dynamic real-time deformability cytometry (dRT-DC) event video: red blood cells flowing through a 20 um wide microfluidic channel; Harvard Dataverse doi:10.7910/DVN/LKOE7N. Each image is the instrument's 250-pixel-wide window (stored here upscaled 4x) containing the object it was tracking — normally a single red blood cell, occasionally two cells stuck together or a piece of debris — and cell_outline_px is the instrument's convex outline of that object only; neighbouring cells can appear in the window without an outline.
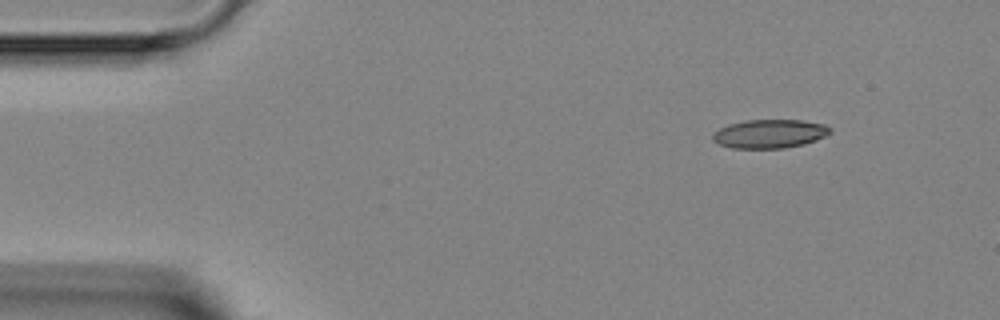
{"species": "Egyptian fruit bat (a non-hibernating species)", "species_latin": "Rousettus aegyptiacus", "temperature_condition": "room temperature", "stored_images_in_passage": 2, "camera_frame_rate_fps": 3000, "um_per_image_px": 0.085, "animal": {"sex": "female"}, "frame": {"image": 1, "passage_image": 1, "time_ms": 0.0, "image_size_px": [1000, 320], "cell_outline_px": [[832, 132], [816, 140], [804, 144], [784, 148], [732, 148], [720, 144], [712, 140], [712, 132], [728, 124], [744, 120], [800, 120], [824, 124], [832, 128]], "centroid_in_image_um": [65.41, 11.36], "position_along_channel_um": 19.6, "area_um2": 19.71}}